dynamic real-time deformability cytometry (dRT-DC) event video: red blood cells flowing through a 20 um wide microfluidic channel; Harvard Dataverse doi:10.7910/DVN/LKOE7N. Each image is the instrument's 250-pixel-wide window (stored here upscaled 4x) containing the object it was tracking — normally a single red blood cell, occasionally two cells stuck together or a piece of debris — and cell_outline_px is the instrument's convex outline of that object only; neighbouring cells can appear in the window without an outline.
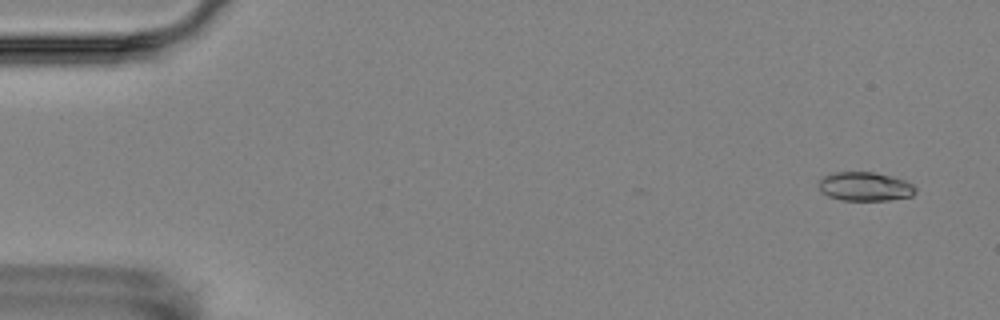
{"species": "Egyptian fruit bat (a non-hibernating species)", "species_latin": "Rousettus aegyptiacus", "temperature_condition": "room temperature", "stored_images_in_passage": 4, "camera_frame_rate_fps": 3000, "um_per_image_px": 0.085, "animal": {"sex": "female"}, "frame": {"image": 1, "passage_image": 1, "time_ms": 0.0, "image_size_px": [1000, 320], "cell_outline_px": [[916, 192], [912, 196], [888, 200], [840, 200], [828, 196], [820, 192], [820, 180], [824, 176], [832, 172], [872, 172], [892, 176], [904, 180], [912, 184], [916, 188]], "centroid_in_image_um": [73.52, 15.85], "position_along_channel_um": 11.5, "area_um2": 16.3}}
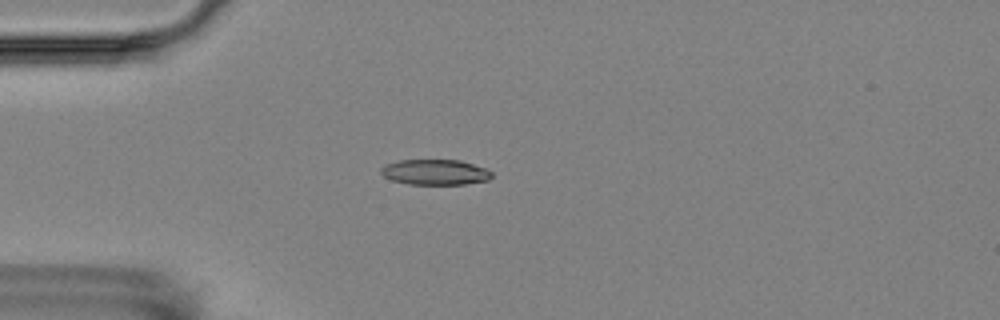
{"frame": {"image": 2, "passage_image": 4, "time_ms": 4.0, "image_size_px": [1000, 320], "cell_outline_px": [[492, 176], [488, 180], [464, 184], [408, 184], [392, 180], [384, 176], [380, 172], [380, 168], [384, 164], [400, 160], [460, 160], [488, 168], [492, 172]], "centroid_in_image_um": [36.99, 14.62], "position_along_channel_um": 48.0, "area_um2": 16.53}}